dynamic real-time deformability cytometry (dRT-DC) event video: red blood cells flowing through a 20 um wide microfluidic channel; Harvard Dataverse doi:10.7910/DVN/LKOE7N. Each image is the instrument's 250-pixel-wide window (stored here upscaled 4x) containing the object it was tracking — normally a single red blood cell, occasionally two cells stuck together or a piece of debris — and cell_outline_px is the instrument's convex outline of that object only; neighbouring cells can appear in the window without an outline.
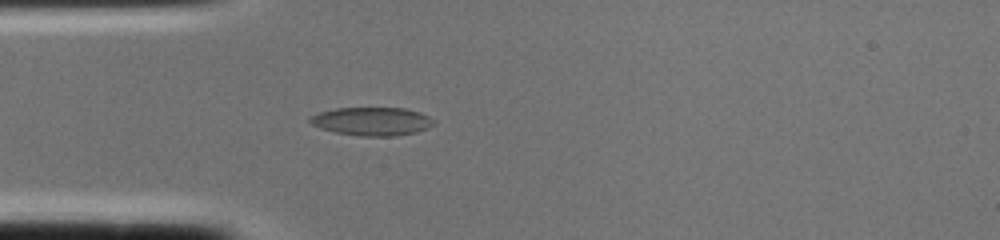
{"species": "common noctule bat (a hibernating species)", "species_latin": "Nyctalus noctula", "temperature_condition": "cold", "stored_images_in_passage": 2, "camera_frame_rate_fps": 3000, "um_per_image_px": 0.085, "animal": {"sex": "female", "body_mass_g": 22.0, "forearm_length_mm": 56.7}, "frame": {"image": 1, "passage_image": 2, "time_ms": 0.333, "image_size_px": [1000, 240], "cell_outline_px": [[436, 124], [428, 128], [416, 132], [396, 136], [360, 136], [336, 132], [320, 128], [312, 124], [308, 120], [308, 116], [320, 112], [336, 108], [404, 108], [420, 112], [436, 120]], "centroid_in_image_um": [31.64, 10.31], "position_along_channel_um": 53.4, "area_um2": 20.58}}